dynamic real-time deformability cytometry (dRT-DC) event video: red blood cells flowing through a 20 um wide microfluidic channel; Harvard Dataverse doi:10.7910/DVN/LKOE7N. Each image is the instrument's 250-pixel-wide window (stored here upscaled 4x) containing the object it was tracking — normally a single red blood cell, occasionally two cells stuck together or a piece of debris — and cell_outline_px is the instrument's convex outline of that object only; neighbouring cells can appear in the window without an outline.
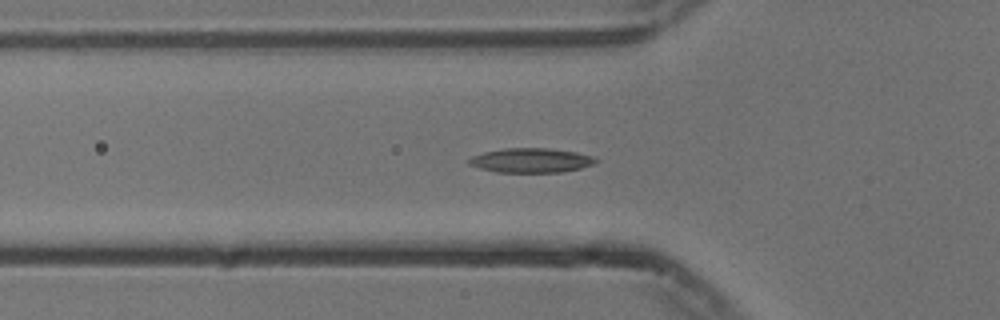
{"species": "common noctule bat (a hibernating species)", "species_latin": "Nyctalus noctula", "temperature_condition": "cold", "stored_images_in_passage": 44, "camera_frame_rate_fps": 3000, "um_per_image_px": 0.085, "animal": {"sex": "male", "body_mass_g": 13.3}, "frame": {"image": 1, "passage_image": 7, "time_ms": 2.0, "image_size_px": [1000, 320], "cell_outline_px": [[600, 160], [596, 164], [580, 168], [560, 172], [496, 172], [480, 168], [468, 164], [468, 160], [472, 156], [484, 152], [504, 148], [548, 148], [576, 152], [592, 156]], "centroid_in_image_um": [45.16, 13.63], "position_along_channel_um": 80.6, "area_um2": 18.09}}
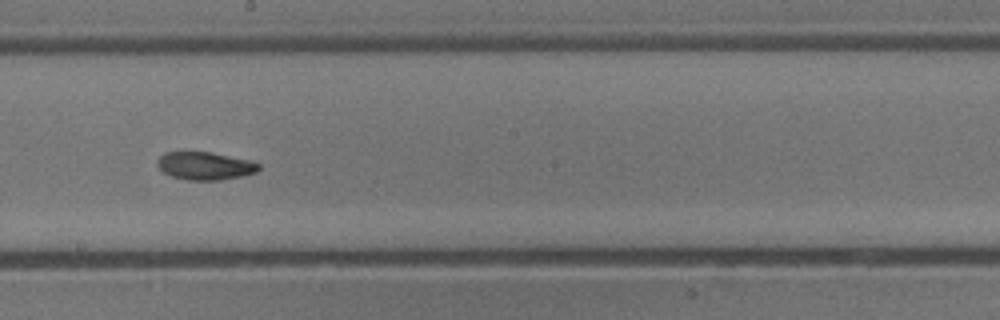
{"frame": {"image": 2, "passage_image": 19, "time_ms": 6.0, "image_size_px": [1000, 320], "cell_outline_px": [[260, 168], [256, 172], [244, 176], [220, 180], [188, 180], [172, 176], [164, 172], [156, 164], [156, 160], [164, 152], [212, 152], [248, 160], [260, 164]], "centroid_in_image_um": [17.42, 14.1], "position_along_channel_um": 230.8, "area_um2": 16.47}}
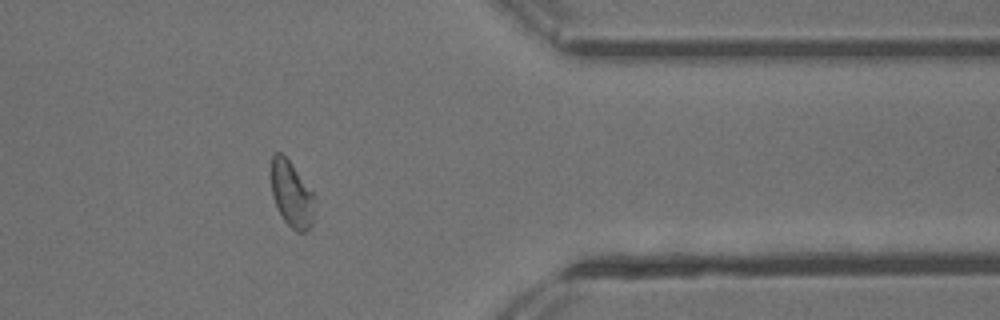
{"frame": {"image": 3, "passage_image": 33, "time_ms": 10.667, "image_size_px": [1000, 320], "cell_outline_px": [[312, 224], [304, 232], [296, 232], [284, 220], [272, 196], [272, 156], [276, 152], [280, 152], [288, 160], [312, 192]], "centroid_in_image_um": [24.75, 16.52], "position_along_channel_um": 386.6, "area_um2": 15.84}, "authors_computed_cell_mechanics": {"area_um2": 17.0799, "velocity_mm_per_s": 3.734, "shape_relaxation_time_tau1_ms": 3.4106, "shape_relaxation_time_tau2_ms": 2.835, "deformation_change_tau1": 0.1296, "deformation_change_tau2": 0.0723}}